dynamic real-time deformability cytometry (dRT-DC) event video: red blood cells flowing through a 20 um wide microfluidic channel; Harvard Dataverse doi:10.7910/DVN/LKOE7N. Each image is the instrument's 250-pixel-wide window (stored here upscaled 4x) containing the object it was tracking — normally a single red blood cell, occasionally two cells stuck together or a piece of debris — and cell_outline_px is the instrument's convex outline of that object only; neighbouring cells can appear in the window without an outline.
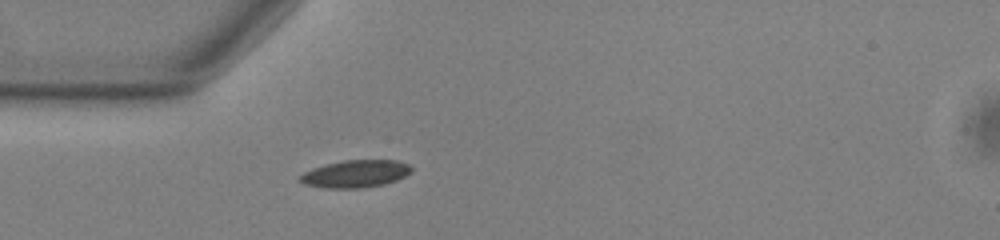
{"species": "common noctule bat (a hibernating species)", "species_latin": "Nyctalus noctula", "temperature_condition": "warm", "stored_images_in_passage": 40, "camera_frame_rate_fps": 3000, "um_per_image_px": 0.085, "animal": {"sex": "male", "body_mass_g": 13.0, "forearm_length_mm": 53.1}, "frame": {"image": 1, "passage_image": 1, "time_ms": 0.0, "image_size_px": [1000, 240], "cell_outline_px": [[412, 172], [396, 180], [384, 184], [360, 188], [328, 188], [304, 184], [296, 180], [304, 172], [312, 168], [344, 160], [396, 160], [408, 164], [412, 168]], "centroid_in_image_um": [30.2, 14.77], "position_along_channel_um": 54.8, "area_um2": 17.74}}
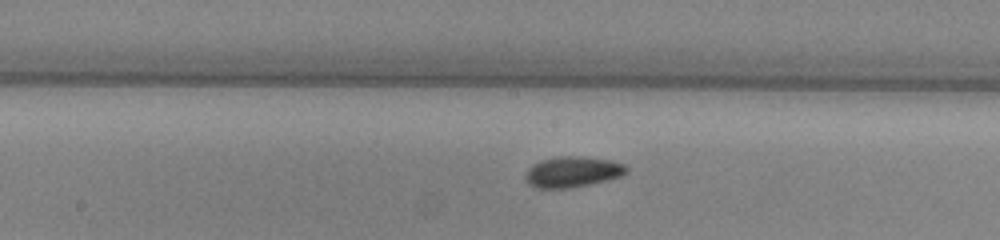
{"frame": {"image": 2, "passage_image": 13, "time_ms": 4.0, "image_size_px": [1000, 240], "cell_outline_px": [[628, 172], [620, 176], [608, 180], [568, 188], [536, 188], [528, 184], [524, 180], [524, 176], [528, 168], [532, 164], [540, 160], [556, 156], [580, 156], [612, 160], [624, 164], [628, 168]], "centroid_in_image_um": [48.63, 14.6], "position_along_channel_um": 199.6, "area_um2": 18.32}}
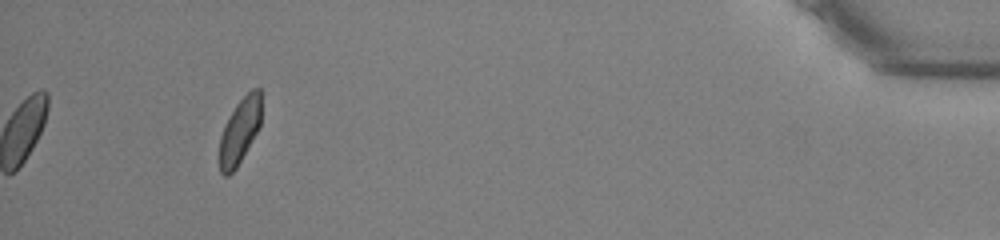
{"frame": {"image": 3, "passage_image": 36, "time_ms": 11.667, "image_size_px": [1000, 240], "cell_outline_px": [[260, 124], [256, 132], [236, 168], [228, 176], [224, 176], [220, 172], [220, 136], [236, 104], [252, 88], [260, 88]], "centroid_in_image_um": [20.37, 11.14], "position_along_channel_um": 414.8, "area_um2": 15.37}, "authors_computed_cell_mechanics": {"area_um2": 16.8198, "velocity_mm_per_s": 3.762, "shape_relaxation_time_tau1_ms": 4.8291, "shape_relaxation_time_tau2_ms": 2.5292, "deformation_change_tau1": 0.1092, "deformation_change_tau2": 0.0675}}